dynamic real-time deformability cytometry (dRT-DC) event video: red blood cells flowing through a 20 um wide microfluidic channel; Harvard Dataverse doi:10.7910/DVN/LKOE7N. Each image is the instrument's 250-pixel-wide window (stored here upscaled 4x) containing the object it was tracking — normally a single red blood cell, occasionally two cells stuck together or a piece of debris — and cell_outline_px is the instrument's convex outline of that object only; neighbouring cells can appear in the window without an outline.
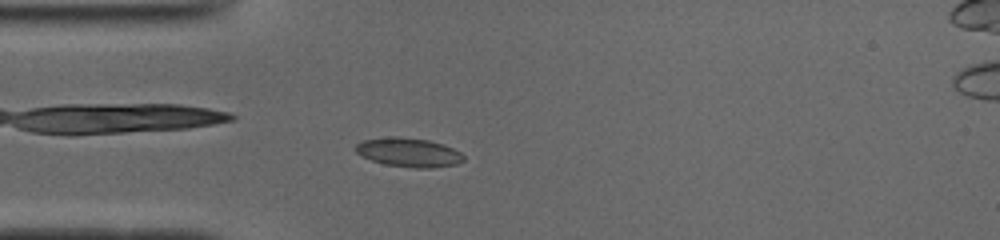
{"species": "common noctule bat (a hibernating species)", "species_latin": "Nyctalus noctula", "temperature_condition": "cold", "stored_images_in_passage": 49, "camera_frame_rate_fps": 3000, "um_per_image_px": 0.085, "animal": {"sex": "male", "body_mass_g": 19.0, "forearm_length_mm": 50.8}, "frame": {"image": 1, "passage_image": 12, "time_ms": 3.667, "image_size_px": [1000, 240], "cell_outline_px": [[464, 160], [456, 164], [432, 168], [416, 168], [384, 164], [372, 160], [356, 152], [356, 144], [364, 140], [396, 136], [428, 140], [444, 144], [460, 152], [464, 156]], "centroid_in_image_um": [34.77, 12.96], "position_along_channel_um": 50.2, "area_um2": 18.03}}
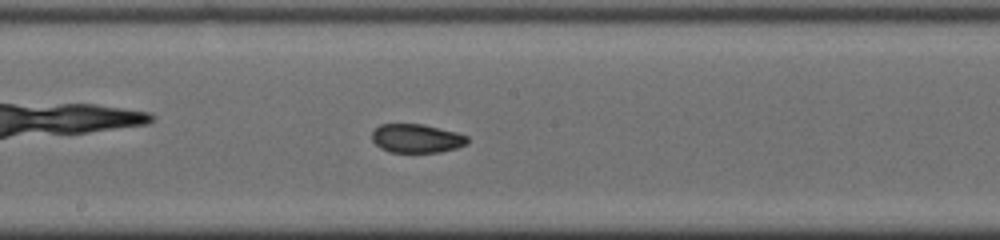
{"frame": {"image": 2, "passage_image": 25, "time_ms": 8.0, "image_size_px": [1000, 240], "cell_outline_px": [[468, 144], [456, 148], [440, 152], [388, 152], [380, 148], [372, 140], [372, 132], [380, 124], [424, 124], [456, 132], [468, 136]], "centroid_in_image_um": [35.41, 11.76], "position_along_channel_um": 212.8, "area_um2": 16.07}}
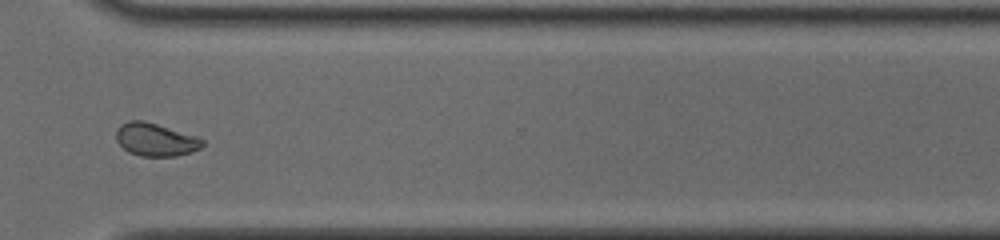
{"frame": {"image": 3, "passage_image": 36, "time_ms": 11.667, "image_size_px": [1000, 240], "cell_outline_px": [[204, 144], [200, 148], [192, 152], [176, 156], [140, 156], [128, 152], [116, 140], [116, 128], [120, 124], [128, 120], [144, 120], [196, 136], [204, 140]], "centroid_in_image_um": [13.2, 11.86], "position_along_channel_um": 357.4, "area_um2": 16.65}, "authors_computed_cell_mechanics": {"area_um2": 17.1088, "velocity_mm_per_s": 3.9201, "shape_relaxation_time_tau1_ms": null, "shape_relaxation_time_tau2_ms": 1.7549, "deformation_change_tau1": null, "deformation_change_tau2": 0.0592}}